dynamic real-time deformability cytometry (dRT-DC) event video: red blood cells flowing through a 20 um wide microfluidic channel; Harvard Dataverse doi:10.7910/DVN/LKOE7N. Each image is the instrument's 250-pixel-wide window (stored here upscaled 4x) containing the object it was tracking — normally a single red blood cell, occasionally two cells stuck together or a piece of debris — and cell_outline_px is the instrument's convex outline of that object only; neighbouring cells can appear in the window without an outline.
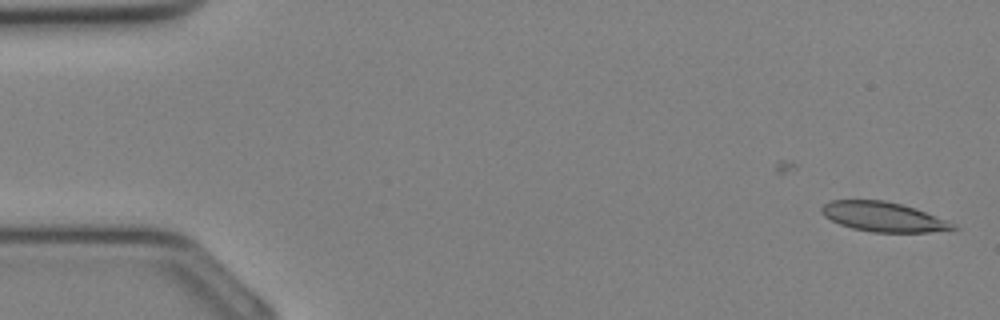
{"species": "Egyptian fruit bat (a non-hibernating species)", "species_latin": "Rousettus aegyptiacus", "temperature_condition": "cold", "stored_images_in_passage": 5, "camera_frame_rate_fps": 3000, "um_per_image_px": 0.085, "animal": {"sex": "female"}, "frame": {"image": 1, "passage_image": 5, "time_ms": 1.333, "image_size_px": [1000, 320], "cell_outline_px": [[960, 228], [928, 232], [872, 232], [852, 228], [840, 224], [824, 216], [820, 212], [820, 208], [824, 204], [832, 200], [884, 200], [916, 208], [948, 220], [956, 224]], "centroid_in_image_um": [75.1, 18.43], "position_along_channel_um": 9.9, "area_um2": 22.72}}